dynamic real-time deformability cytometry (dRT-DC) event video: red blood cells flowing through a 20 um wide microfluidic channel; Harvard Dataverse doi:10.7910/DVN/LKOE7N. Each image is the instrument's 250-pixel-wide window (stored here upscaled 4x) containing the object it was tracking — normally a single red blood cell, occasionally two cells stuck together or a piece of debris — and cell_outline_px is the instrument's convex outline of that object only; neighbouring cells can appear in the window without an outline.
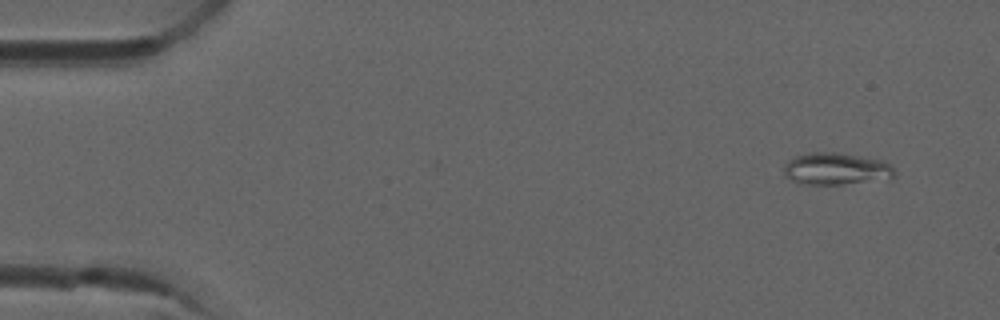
{"species": "common noctule bat (a hibernating species)", "species_latin": "Nyctalus noctula", "temperature_condition": "room temperature", "stored_images_in_passage": 4, "camera_frame_rate_fps": 3000, "um_per_image_px": 0.085, "animal": {"sex": "male", "forearm_length_mm": 52.5}, "frame": {"image": 1, "passage_image": 1, "time_ms": 0.0, "image_size_px": [1000, 320], "cell_outline_px": [[896, 176], [892, 180], [844, 184], [808, 184], [792, 180], [784, 176], [784, 168], [788, 160], [796, 156], [812, 152], [836, 152], [884, 160], [892, 164], [896, 172]], "centroid_in_image_um": [71.18, 14.36], "position_along_channel_um": 13.8, "area_um2": 21.1}}